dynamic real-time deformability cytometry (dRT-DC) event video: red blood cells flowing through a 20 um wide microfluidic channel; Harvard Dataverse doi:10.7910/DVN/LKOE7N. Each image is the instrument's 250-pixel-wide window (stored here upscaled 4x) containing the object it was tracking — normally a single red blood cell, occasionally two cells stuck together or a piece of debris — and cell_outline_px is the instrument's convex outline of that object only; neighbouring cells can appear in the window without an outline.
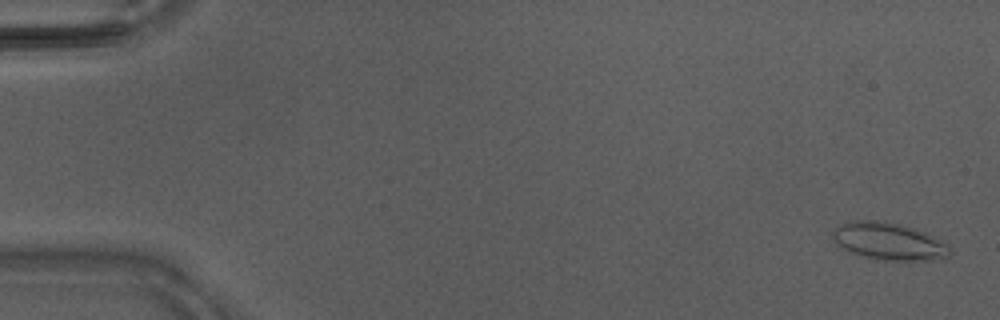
{"species": "Egyptian fruit bat (a non-hibernating species)", "species_latin": "Rousettus aegyptiacus", "temperature_condition": "warm", "stored_images_in_passage": 46, "camera_frame_rate_fps": 3000, "um_per_image_px": 0.085, "animal": {"sex": "male"}, "frame": {"image": 1, "passage_image": 2, "time_ms": 0.333, "image_size_px": [1000, 320], "cell_outline_px": [[952, 252], [948, 256], [924, 260], [880, 260], [864, 256], [852, 252], [844, 248], [832, 236], [832, 232], [836, 228], [852, 220], [876, 220], [900, 224], [924, 232], [944, 244]], "centroid_in_image_um": [75.52, 20.5], "position_along_channel_um": 9.5, "area_um2": 24.57}}
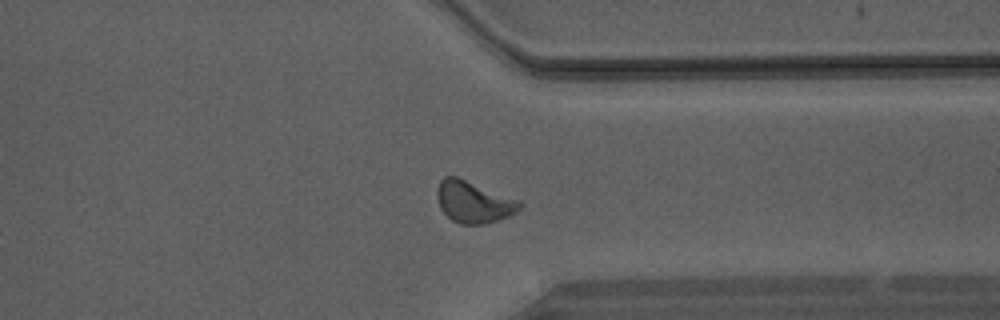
{"frame": {"image": 2, "passage_image": 36, "time_ms": 11.667, "image_size_px": [1000, 320], "cell_outline_px": [[524, 204], [516, 212], [508, 216], [484, 224], [460, 224], [452, 220], [440, 208], [436, 192], [440, 180], [444, 176], [456, 176], [520, 200]], "centroid_in_image_um": [40.26, 17.16], "position_along_channel_um": 371.1, "area_um2": 20.0}}
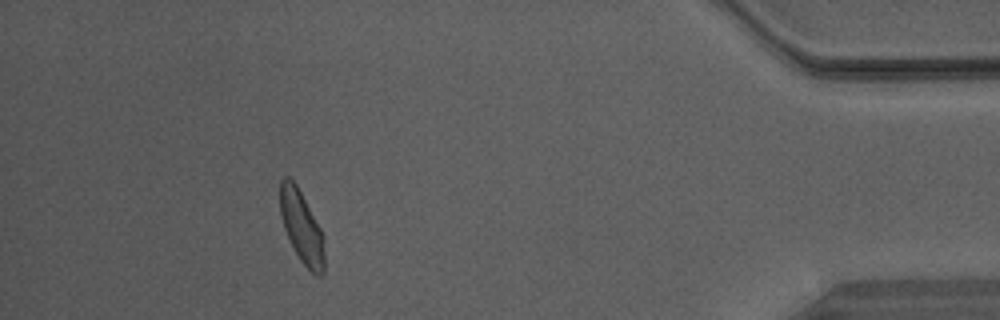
{"frame": {"image": 3, "passage_image": 42, "time_ms": 13.667, "image_size_px": [1000, 320], "cell_outline_px": [[324, 272], [320, 276], [316, 276], [300, 260], [284, 228], [280, 212], [280, 180], [284, 176], [288, 176], [296, 184], [320, 228], [324, 236]], "centroid_in_image_um": [25.64, 19.29], "position_along_channel_um": 409.6, "area_um2": 18.38}}